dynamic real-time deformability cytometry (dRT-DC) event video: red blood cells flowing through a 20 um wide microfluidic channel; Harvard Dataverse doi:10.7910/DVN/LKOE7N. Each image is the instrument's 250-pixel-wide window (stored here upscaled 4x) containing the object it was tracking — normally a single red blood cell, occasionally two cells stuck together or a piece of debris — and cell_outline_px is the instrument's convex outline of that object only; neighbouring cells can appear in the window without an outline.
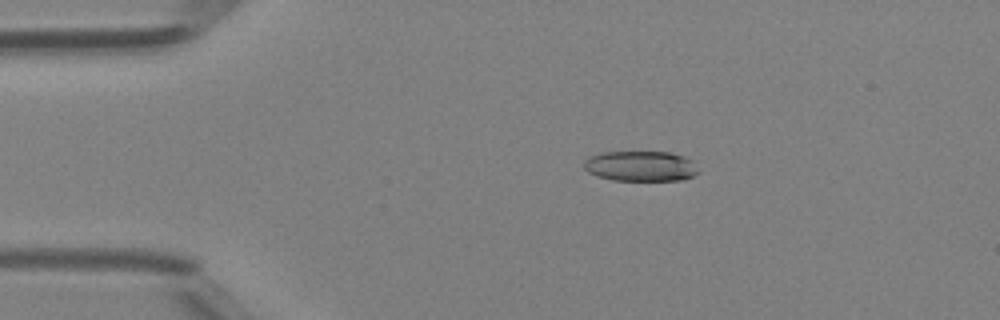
{"species": "Egyptian fruit bat (a non-hibernating species)", "species_latin": "Rousettus aegyptiacus", "temperature_condition": "room temperature", "stored_images_in_passage": 49, "camera_frame_rate_fps": 3000, "um_per_image_px": 0.085, "animal": {"sex": "female"}, "frame": {"image": 1, "passage_image": 10, "time_ms": 3.0, "image_size_px": [1000, 320], "cell_outline_px": [[700, 172], [692, 176], [680, 180], [612, 180], [596, 176], [588, 172], [584, 168], [584, 160], [588, 156], [600, 152], [668, 152], [684, 156], [692, 160]], "centroid_in_image_um": [54.43, 14.11], "position_along_channel_um": 30.6, "area_um2": 20.35}}
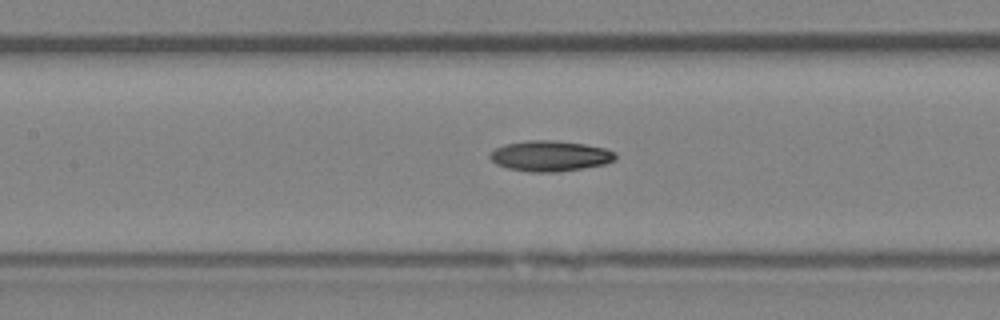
{"frame": {"image": 2, "passage_image": 23, "time_ms": 7.333, "image_size_px": [1000, 320], "cell_outline_px": [[616, 160], [604, 164], [584, 168], [556, 172], [528, 172], [508, 168], [496, 164], [488, 156], [496, 148], [504, 144], [528, 140], [552, 140], [584, 144], [604, 148], [616, 152]], "centroid_in_image_um": [46.76, 13.26], "position_along_channel_um": 160.6, "area_um2": 22.37}}
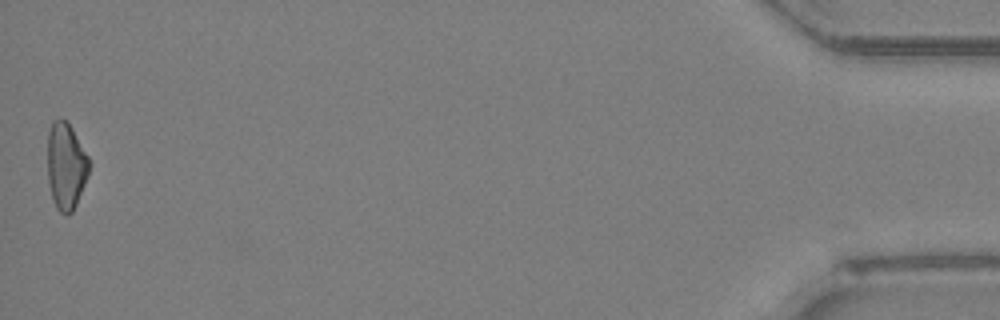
{"frame": {"image": 3, "passage_image": 49, "time_ms": 16.0, "image_size_px": [1000, 320], "cell_outline_px": [[92, 164], [88, 176], [76, 204], [72, 212], [68, 216], [60, 212], [56, 208], [52, 200], [48, 180], [48, 132], [52, 120], [60, 116], [72, 128], [88, 156]], "centroid_in_image_um": [5.61, 14.11], "position_along_channel_um": 429.6, "area_um2": 21.33}}